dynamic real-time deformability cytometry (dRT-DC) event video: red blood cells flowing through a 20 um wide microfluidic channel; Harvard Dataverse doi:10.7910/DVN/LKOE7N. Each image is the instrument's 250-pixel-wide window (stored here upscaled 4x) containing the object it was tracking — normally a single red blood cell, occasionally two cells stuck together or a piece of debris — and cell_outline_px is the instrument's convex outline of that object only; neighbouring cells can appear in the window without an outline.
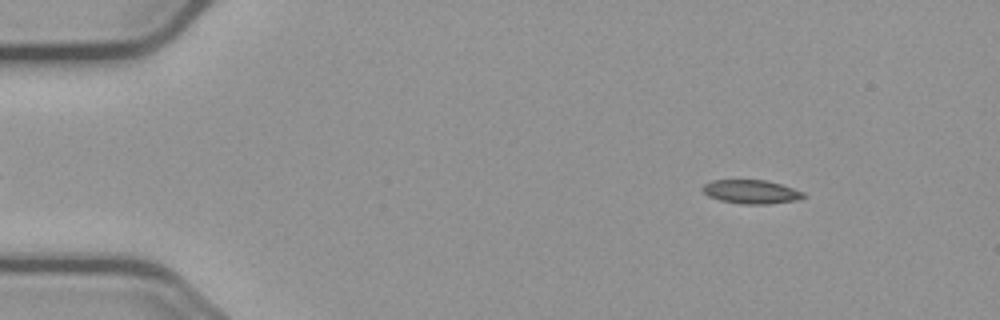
{"species": "common noctule bat (a hibernating species)", "species_latin": "Nyctalus noctula", "temperature_condition": "cold", "stored_images_in_passage": 55, "camera_frame_rate_fps": 3000, "um_per_image_px": 0.085, "animal": {"sex": "male", "body_mass_g": 23.1, "forearm_length_mm": 52.7}, "frame": {"image": 1, "passage_image": 7, "time_ms": 2.0, "image_size_px": [1000, 320], "cell_outline_px": [[808, 196], [800, 200], [768, 204], [740, 204], [720, 200], [708, 196], [700, 188], [704, 184], [712, 180], [768, 180], [804, 192]], "centroid_in_image_um": [63.88, 16.31], "position_along_channel_um": 21.1, "area_um2": 14.16}}
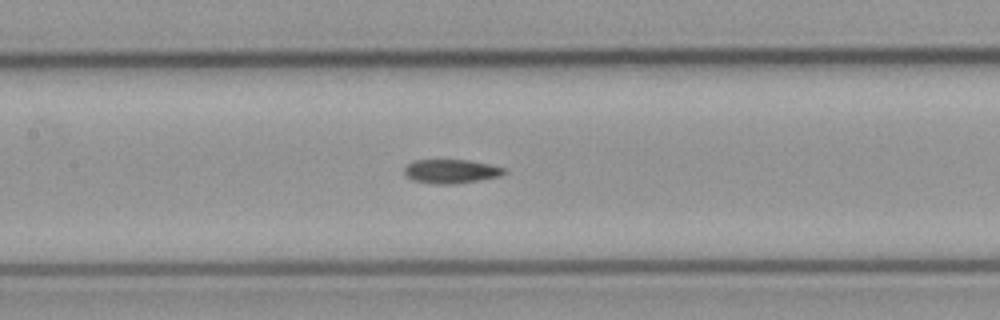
{"frame": {"image": 2, "passage_image": 26, "time_ms": 8.333, "image_size_px": [1000, 320], "cell_outline_px": [[508, 172], [500, 176], [452, 184], [436, 184], [412, 180], [404, 172], [404, 168], [412, 160], [468, 160], [488, 164], [504, 168]], "centroid_in_image_um": [38.32, 14.55], "position_along_channel_um": 169.1, "area_um2": 13.76}}
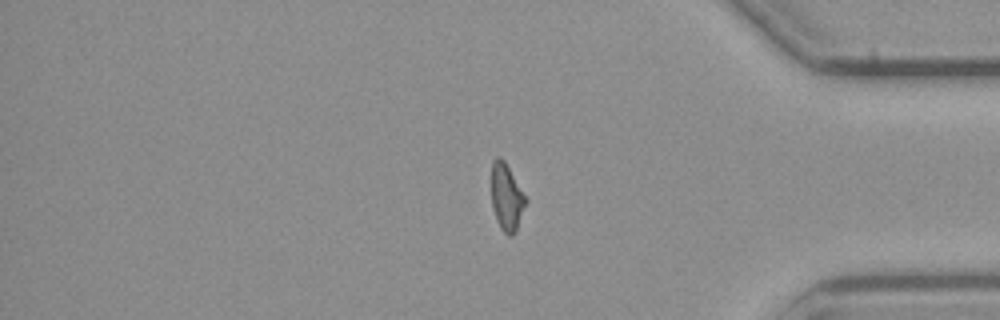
{"frame": {"image": 3, "passage_image": 46, "time_ms": 15.0, "image_size_px": [1000, 320], "cell_outline_px": [[528, 200], [516, 232], [512, 236], [508, 236], [500, 228], [496, 220], [492, 208], [492, 160], [496, 156], [500, 156], [504, 160]], "centroid_in_image_um": [43.07, 16.79], "position_along_channel_um": 392.1, "area_um2": 13.53}, "authors_computed_cell_mechanics": {"area_um2": 13.9298, "velocity_mm_per_s": 3.7035, "shape_relaxation_time_tau1_ms": null, "shape_relaxation_time_tau2_ms": 4.3285, "deformation_change_tau1": null, "deformation_change_tau2": 0.1116}}